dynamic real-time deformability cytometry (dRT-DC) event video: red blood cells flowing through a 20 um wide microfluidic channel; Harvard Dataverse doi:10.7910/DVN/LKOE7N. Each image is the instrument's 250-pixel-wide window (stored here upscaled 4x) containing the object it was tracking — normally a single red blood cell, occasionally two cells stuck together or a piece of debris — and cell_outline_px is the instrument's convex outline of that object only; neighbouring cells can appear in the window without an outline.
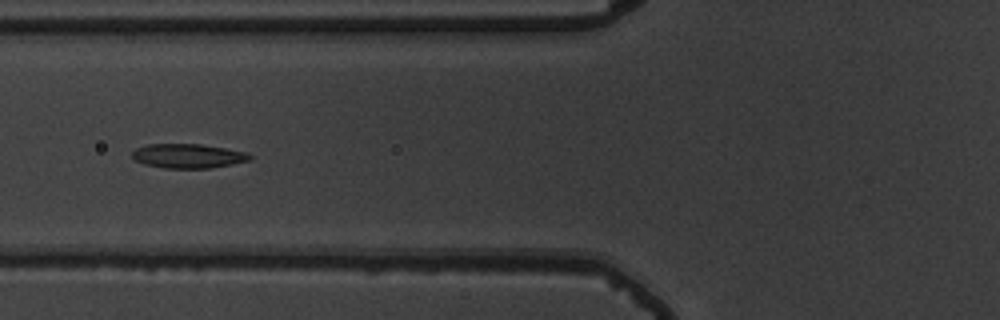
{"species": "common noctule bat (a hibernating species)", "species_latin": "Nyctalus noctula", "temperature_condition": "warm", "stored_images_in_passage": 34, "camera_frame_rate_fps": 3000, "um_per_image_px": 0.085, "animal": {"sex": "male", "body_mass_g": 19.5, "forearm_length_mm": 54.6}, "frame": {"image": 1, "passage_image": 6, "time_ms": 1.667, "image_size_px": [1000, 320], "cell_outline_px": [[252, 160], [212, 168], [164, 168], [144, 164], [136, 160], [132, 156], [132, 152], [136, 148], [148, 144], [200, 144], [248, 152], [252, 156]], "centroid_in_image_um": [16.01, 13.26], "position_along_channel_um": 109.8, "area_um2": 16.7}}
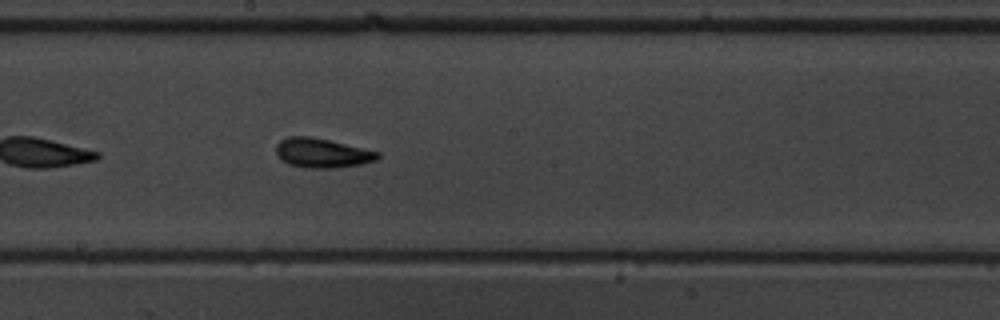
{"frame": {"image": 2, "passage_image": 15, "time_ms": 4.667, "image_size_px": [1000, 320], "cell_outline_px": [[380, 156], [376, 160], [360, 164], [332, 168], [304, 168], [288, 164], [280, 160], [276, 152], [276, 144], [280, 140], [288, 136], [312, 136], [380, 152]], "centroid_in_image_um": [27.33, 13.0], "position_along_channel_um": 220.9, "area_um2": 17.51}}
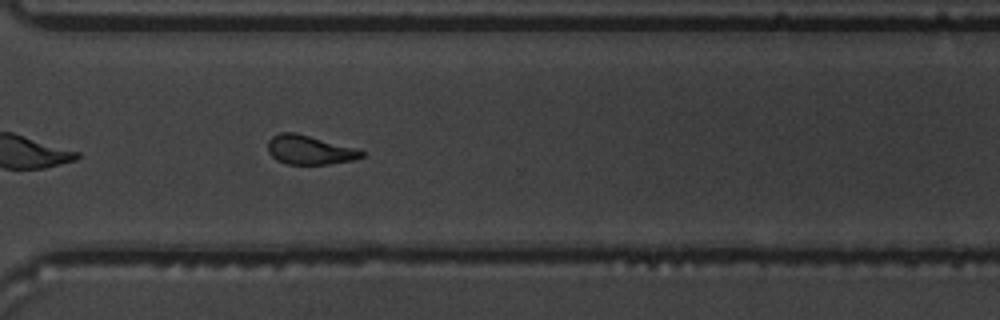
{"frame": {"image": 3, "passage_image": 25, "time_ms": 8.0, "image_size_px": [1000, 320], "cell_outline_px": [[364, 156], [352, 160], [328, 164], [288, 164], [276, 160], [268, 152], [268, 140], [272, 136], [280, 132], [296, 132], [360, 148], [364, 152]], "centroid_in_image_um": [26.33, 12.72], "position_along_channel_um": 344.3, "area_um2": 16.18}, "authors_computed_cell_mechanics": {"area_um2": 16.7909, "velocity_mm_per_s": 3.7076, "shape_relaxation_time_tau1_ms": 3.7405, "shape_relaxation_time_tau2_ms": 2.7064, "deformation_change_tau1": 0.1278, "deformation_change_tau2": 0.1072}}